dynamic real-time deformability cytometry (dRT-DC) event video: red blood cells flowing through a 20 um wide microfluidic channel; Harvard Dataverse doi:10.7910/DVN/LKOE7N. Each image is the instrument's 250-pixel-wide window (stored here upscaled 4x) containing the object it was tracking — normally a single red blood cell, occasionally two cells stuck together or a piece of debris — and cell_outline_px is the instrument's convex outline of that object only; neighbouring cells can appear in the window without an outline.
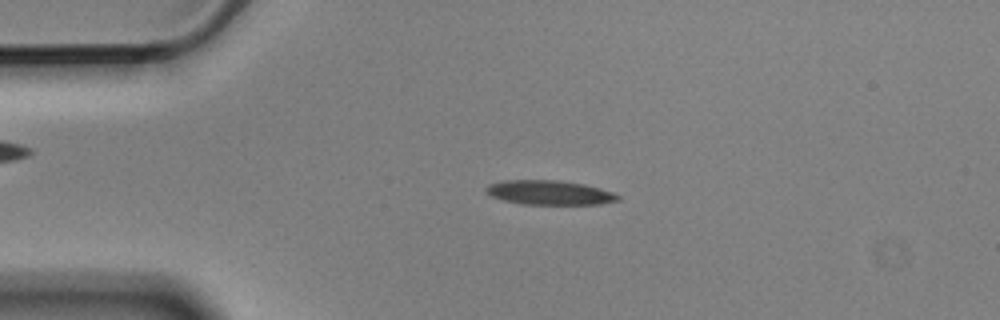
{"species": "Egyptian fruit bat (a non-hibernating species)", "species_latin": "Rousettus aegyptiacus", "temperature_condition": "cold", "stored_images_in_passage": 4, "camera_frame_rate_fps": 3000, "um_per_image_px": 0.085, "animal": {"sex": "male"}, "frame": {"image": 1, "passage_image": 3, "time_ms": 0.667, "image_size_px": [1000, 320], "cell_outline_px": [[620, 200], [600, 204], [524, 204], [504, 200], [492, 196], [484, 188], [488, 184], [504, 180], [556, 180], [584, 184], [600, 188], [612, 192], [620, 196]], "centroid_in_image_um": [46.72, 16.36], "position_along_channel_um": 38.3, "area_um2": 18.61}}